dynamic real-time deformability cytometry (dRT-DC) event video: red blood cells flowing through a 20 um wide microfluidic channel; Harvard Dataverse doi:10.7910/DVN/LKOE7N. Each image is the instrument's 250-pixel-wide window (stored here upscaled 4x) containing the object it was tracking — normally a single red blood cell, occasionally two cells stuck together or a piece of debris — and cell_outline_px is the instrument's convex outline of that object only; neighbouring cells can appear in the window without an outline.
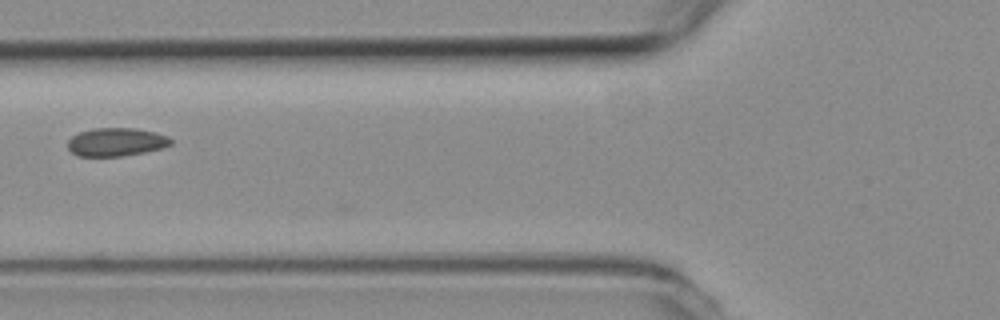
{"species": "common noctule bat (a hibernating species)", "species_latin": "Nyctalus noctula", "temperature_condition": "room temperature", "stored_images_in_passage": 10, "camera_frame_rate_fps": 3000, "um_per_image_px": 0.085, "animal": {"sex": "female", "body_mass_g": 19.3, "forearm_length_mm": 54.1}, "frame": {"image": 1, "passage_image": 7, "time_ms": 2.0, "image_size_px": [1000, 320], "cell_outline_px": [[172, 144], [160, 148], [144, 152], [124, 156], [76, 156], [68, 148], [68, 140], [72, 136], [80, 132], [92, 128], [136, 128], [156, 132], [168, 136], [172, 140]], "centroid_in_image_um": [9.87, 12.06], "position_along_channel_um": 115.9, "area_um2": 17.05}}